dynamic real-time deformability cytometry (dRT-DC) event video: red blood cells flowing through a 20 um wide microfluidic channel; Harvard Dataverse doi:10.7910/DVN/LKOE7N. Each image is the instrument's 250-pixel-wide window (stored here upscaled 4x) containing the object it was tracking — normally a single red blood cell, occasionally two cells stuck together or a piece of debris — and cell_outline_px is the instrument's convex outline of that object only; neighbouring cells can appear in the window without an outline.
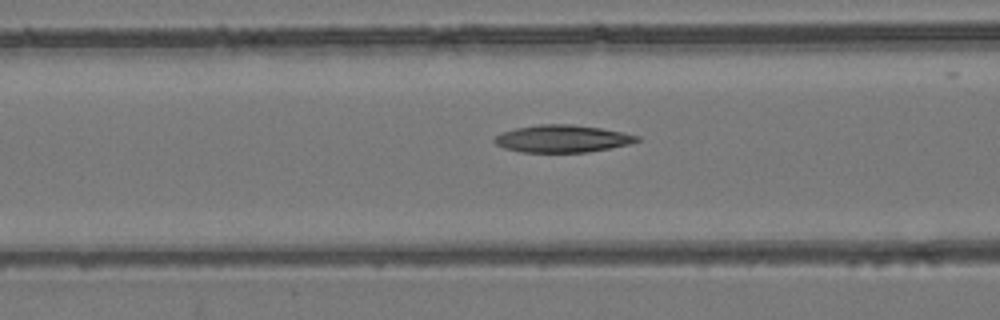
{"species": "common noctule bat (a hibernating species)", "species_latin": "Nyctalus noctula", "temperature_condition": "room temperature", "stored_images_in_passage": 55, "segment_of_instrument_passage": [1, 2], "camera_frame_rate_fps": 3000, "um_per_image_px": 0.085, "animal": {"sex": "female", "body_mass_g": 24.6, "forearm_length_mm": 56.2}, "frame": {"image": 1, "passage_image": 22, "time_ms": 7.0, "image_size_px": [1000, 320], "cell_outline_px": [[640, 140], [628, 144], [588, 152], [520, 152], [504, 148], [496, 144], [492, 140], [500, 132], [516, 128], [540, 124], [572, 124], [600, 128], [640, 136]], "centroid_in_image_um": [47.75, 11.79], "position_along_channel_um": 118.9, "area_um2": 22.6}}
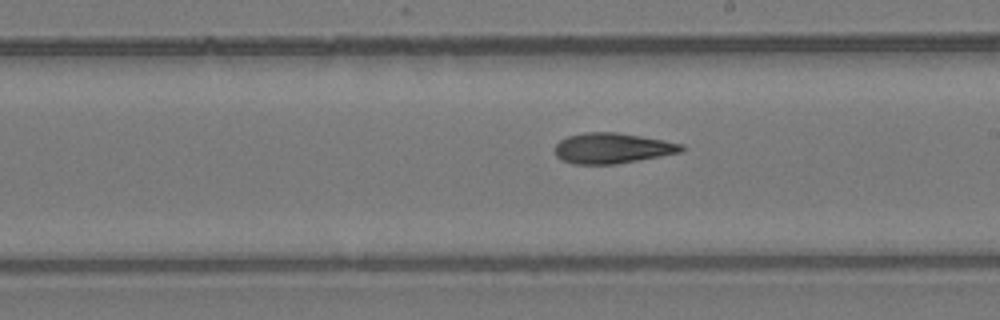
{"frame": {"image": 2, "passage_image": 31, "time_ms": 10.0, "image_size_px": [1000, 320], "cell_outline_px": [[684, 148], [680, 152], [660, 156], [616, 164], [572, 164], [560, 160], [556, 156], [556, 144], [560, 140], [568, 136], [584, 132], [616, 132], [664, 140], [684, 144]], "centroid_in_image_um": [52.02, 12.6], "position_along_channel_um": 237.0, "area_um2": 22.43}}
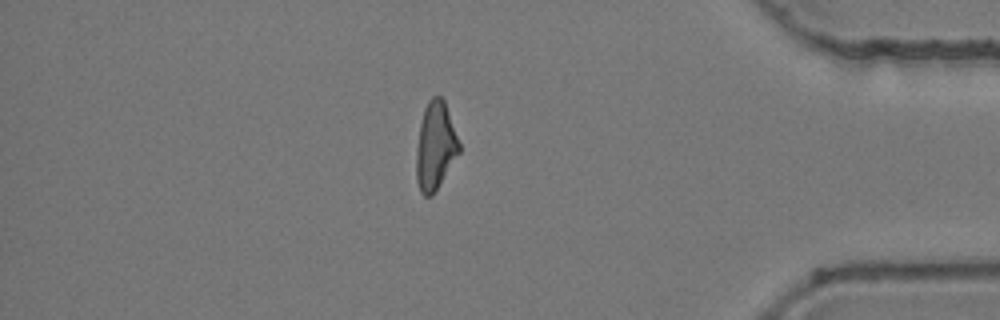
{"frame": {"image": 3, "passage_image": 46, "time_ms": 15.0, "image_size_px": [1000, 320], "cell_outline_px": [[460, 152], [432, 196], [424, 196], [420, 192], [416, 180], [416, 148], [420, 124], [424, 108], [428, 100], [432, 96], [440, 96], [444, 100], [460, 144]], "centroid_in_image_um": [36.99, 12.42], "position_along_channel_um": 398.2, "area_um2": 21.91}}